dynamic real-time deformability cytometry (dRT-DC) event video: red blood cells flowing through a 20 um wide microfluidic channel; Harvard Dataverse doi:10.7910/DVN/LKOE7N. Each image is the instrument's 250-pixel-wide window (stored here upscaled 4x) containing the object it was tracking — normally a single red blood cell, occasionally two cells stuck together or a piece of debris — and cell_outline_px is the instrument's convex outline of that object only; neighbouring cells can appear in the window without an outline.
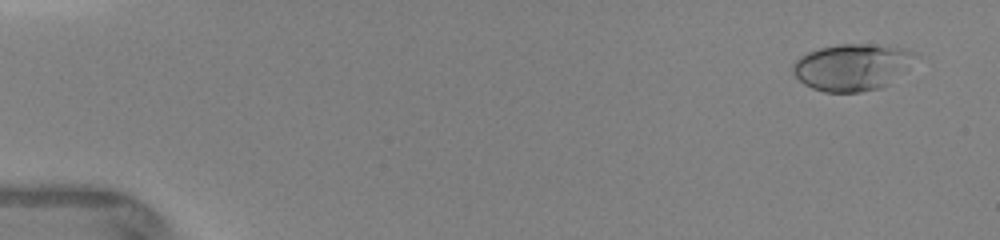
{"species": "human", "species_latin": "Homo sapiens", "temperature_condition": "warm", "stored_images_in_passage": 8, "camera_frame_rate_fps": 3000, "um_per_image_px": 0.085, "donor": {"sex": "female"}, "frame": {"image": 1, "passage_image": 1, "time_ms": 0.0, "image_size_px": [1000, 240], "cell_outline_px": [[924, 56], [908, 68], [880, 88], [860, 92], [824, 92], [812, 88], [804, 84], [792, 72], [792, 64], [800, 56], [808, 52], [820, 48], [840, 44], [864, 44], [904, 48]], "centroid_in_image_um": [72.46, 5.69], "position_along_channel_um": 12.5, "area_um2": 33.41}}
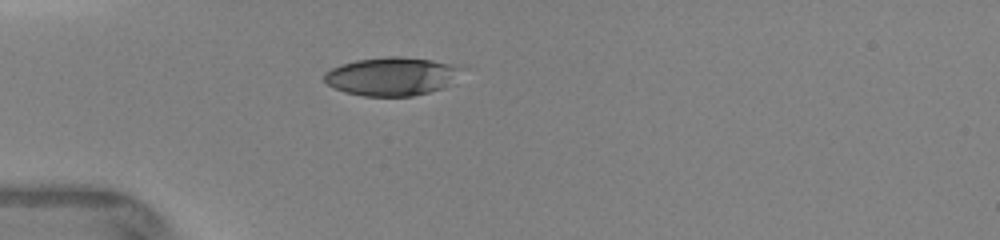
{"frame": {"image": 2, "passage_image": 7, "time_ms": 3.667, "image_size_px": [1000, 240], "cell_outline_px": [[468, 68], [444, 88], [412, 96], [364, 96], [344, 92], [328, 84], [324, 80], [324, 72], [340, 64], [356, 60], [388, 56], [400, 56], [432, 60], [460, 64]], "centroid_in_image_um": [33.37, 6.47], "position_along_channel_um": 51.6, "area_um2": 31.15}}